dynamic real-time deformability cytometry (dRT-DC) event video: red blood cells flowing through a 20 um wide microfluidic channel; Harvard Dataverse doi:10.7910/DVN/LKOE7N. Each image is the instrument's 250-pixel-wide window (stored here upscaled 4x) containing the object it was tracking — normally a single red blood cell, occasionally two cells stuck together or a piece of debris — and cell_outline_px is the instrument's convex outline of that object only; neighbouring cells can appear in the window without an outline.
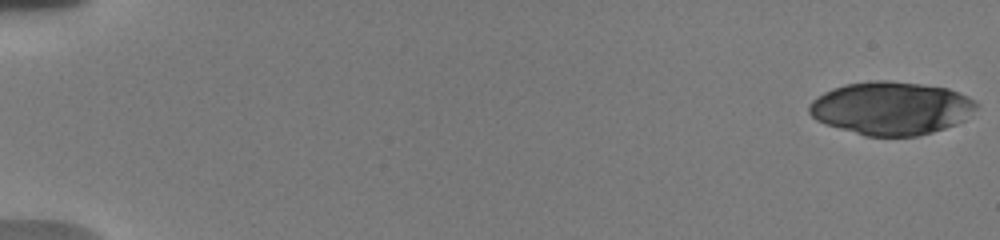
{"species": "human", "species_latin": "Homo sapiens", "temperature_condition": "warm", "stored_images_in_passage": 54, "camera_frame_rate_fps": 3000, "um_per_image_px": 0.085, "donor": {"sex": "male"}, "frame": {"image": 1, "passage_image": 1, "time_ms": 0.0, "image_size_px": [1000, 240], "cell_outline_px": [[976, 108], [964, 120], [956, 124], [932, 132], [916, 136], [864, 136], [824, 124], [816, 120], [808, 112], [808, 104], [812, 100], [824, 92], [832, 88], [844, 84], [872, 80], [892, 80], [948, 88], [968, 96], [976, 104]], "centroid_in_image_um": [75.7, 9.19], "position_along_channel_um": 9.3, "area_um2": 51.9}}
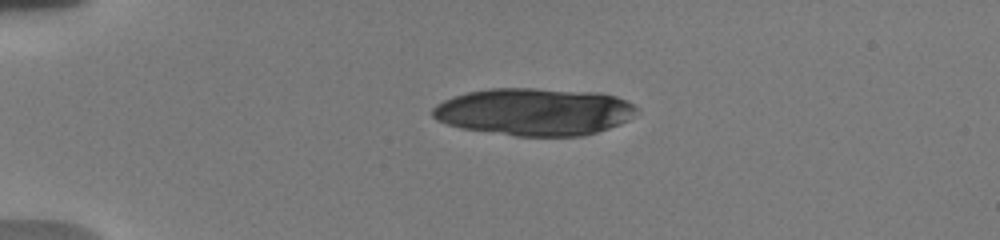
{"frame": {"image": 2, "passage_image": 15, "time_ms": 4.333, "image_size_px": [1000, 240], "cell_outline_px": [[640, 112], [628, 120], [620, 124], [584, 136], [516, 136], [460, 128], [436, 120], [432, 116], [432, 108], [436, 104], [452, 96], [468, 92], [488, 88], [532, 88], [600, 92], [616, 96], [632, 104]], "centroid_in_image_um": [45.41, 9.49], "position_along_channel_um": 39.6, "area_um2": 56.7}}
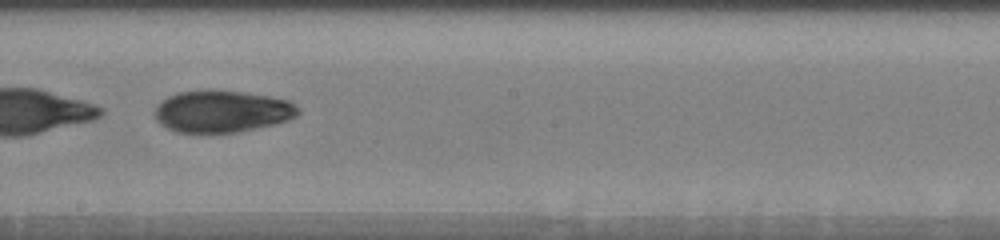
{"frame": {"image": 3, "passage_image": 34, "time_ms": 11.0, "image_size_px": [1000, 240], "cell_outline_px": [[300, 112], [296, 116], [288, 120], [240, 132], [176, 132], [160, 124], [156, 120], [156, 104], [160, 100], [176, 92], [208, 88], [212, 88], [244, 92], [268, 96], [288, 100], [296, 104], [300, 108]], "centroid_in_image_um": [18.85, 9.43], "position_along_channel_um": 229.3, "area_um2": 35.55}}